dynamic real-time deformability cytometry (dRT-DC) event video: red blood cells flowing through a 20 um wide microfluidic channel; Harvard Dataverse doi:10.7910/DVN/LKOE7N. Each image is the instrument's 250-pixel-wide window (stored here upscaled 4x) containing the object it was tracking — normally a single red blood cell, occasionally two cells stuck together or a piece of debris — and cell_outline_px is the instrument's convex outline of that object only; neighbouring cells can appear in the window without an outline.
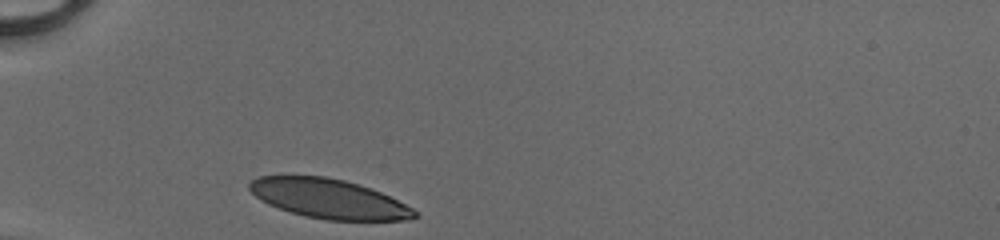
{"species": "human", "species_latin": "Homo sapiens", "temperature_condition": "cold", "stored_images_in_passage": 27, "camera_frame_rate_fps": 3000, "um_per_image_px": 0.085, "donor": {"sex": "male"}, "frame": {"image": 1, "passage_image": 1, "time_ms": 0.0, "image_size_px": [1000, 240], "cell_outline_px": [[420, 216], [412, 220], [324, 220], [304, 216], [268, 204], [256, 196], [248, 188], [248, 184], [252, 180], [260, 176], [324, 176], [344, 180], [380, 192], [412, 208]], "centroid_in_image_um": [27.95, 16.9], "position_along_channel_um": 57.1, "area_um2": 37.51}}
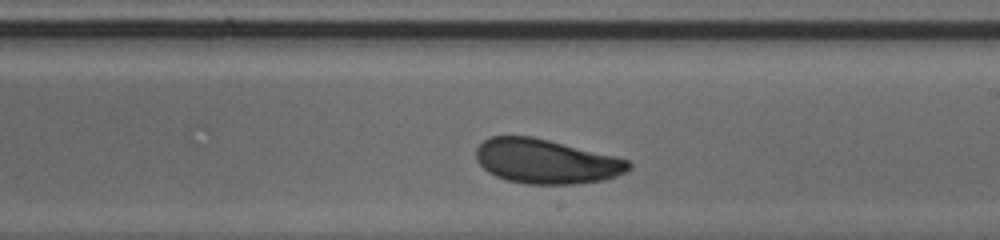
{"frame": {"image": 2, "passage_image": 16, "time_ms": 5.0, "image_size_px": [1000, 240], "cell_outline_px": [[632, 168], [616, 176], [604, 180], [576, 184], [528, 184], [508, 180], [496, 176], [488, 172], [476, 160], [476, 148], [488, 136], [532, 136], [616, 156], [628, 160], [632, 164]], "centroid_in_image_um": [46.42, 13.71], "position_along_channel_um": 242.6, "area_um2": 39.59}}
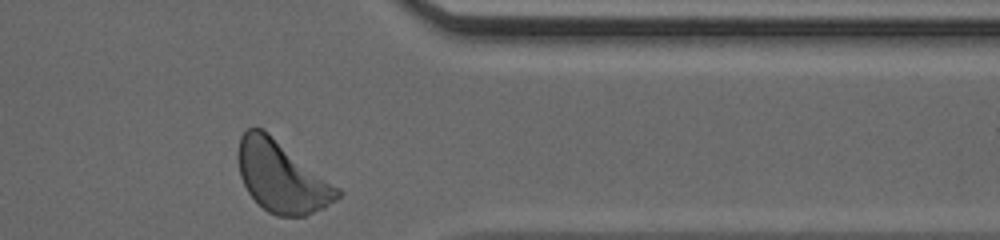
{"frame": {"image": 3, "passage_image": 27, "time_ms": 8.667, "image_size_px": [1000, 240], "cell_outline_px": [[344, 192], [336, 200], [324, 208], [304, 216], [276, 216], [268, 212], [248, 192], [240, 176], [236, 156], [236, 152], [240, 136], [248, 128], [260, 128], [340, 188]], "centroid_in_image_um": [23.93, 15.05], "position_along_channel_um": 387.5, "area_um2": 40.63}, "authors_computed_cell_mechanics": {"area_um2": 39.6508, "velocity_mm_per_s": 4.098, "shape_relaxation_time_tau1_ms": 1.8535, "shape_relaxation_time_tau2_ms": null, "deformation_change_tau1": 0.1094, "deformation_change_tau2": null}}